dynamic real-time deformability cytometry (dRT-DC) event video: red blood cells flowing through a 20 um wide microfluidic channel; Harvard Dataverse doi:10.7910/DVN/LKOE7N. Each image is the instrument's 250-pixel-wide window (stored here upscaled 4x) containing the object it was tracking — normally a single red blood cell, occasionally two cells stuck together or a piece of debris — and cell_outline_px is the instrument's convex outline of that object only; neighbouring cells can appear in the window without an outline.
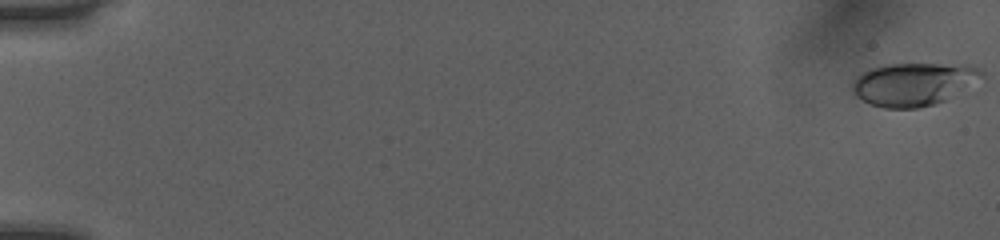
{"species": "human", "species_latin": "Homo sapiens", "temperature_condition": "room temperature", "stored_images_in_passage": 52, "camera_frame_rate_fps": 3000, "um_per_image_px": 0.085, "donor": {"sex": "female"}, "frame": {"image": 1, "passage_image": 1, "time_ms": 0.0, "image_size_px": [1000, 240], "cell_outline_px": [[984, 76], [944, 100], [936, 104], [916, 108], [884, 108], [872, 104], [852, 96], [852, 80], [856, 76], [868, 68], [884, 64], [968, 64], [984, 72]], "centroid_in_image_um": [77.56, 7.13], "position_along_channel_um": 7.4, "area_um2": 32.43}}
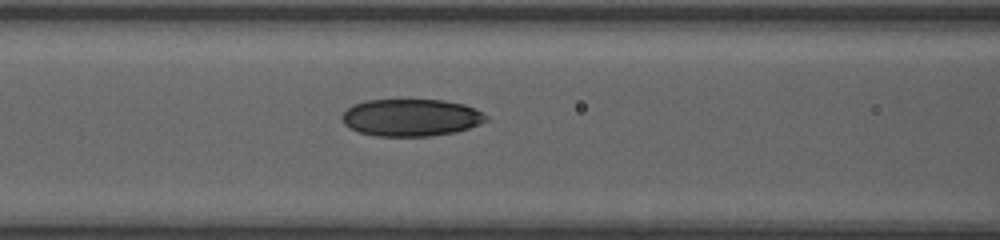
{"frame": {"image": 2, "passage_image": 24, "time_ms": 7.667, "image_size_px": [1000, 240], "cell_outline_px": [[488, 120], [468, 128], [456, 132], [432, 136], [376, 136], [360, 132], [348, 128], [344, 124], [340, 116], [352, 104], [368, 100], [444, 100], [464, 104], [476, 108], [488, 116]], "centroid_in_image_um": [34.93, 9.99], "position_along_channel_um": 131.7, "area_um2": 31.44}}
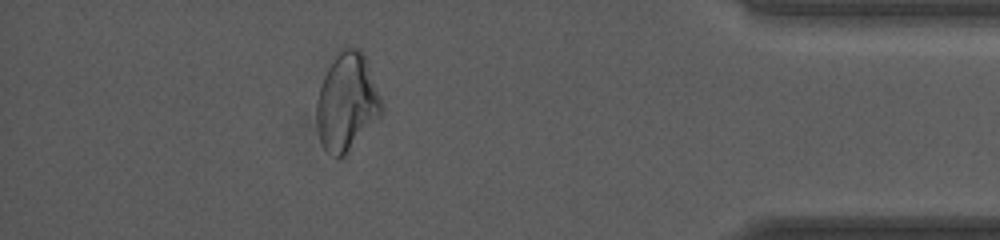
{"frame": {"image": 3, "passage_image": 47, "time_ms": 15.333, "image_size_px": [1000, 240], "cell_outline_px": [[384, 112], [340, 156], [336, 156], [324, 148], [320, 140], [316, 124], [316, 100], [324, 76], [328, 68], [340, 48], [348, 44], [360, 48], [364, 56], [384, 104]], "centroid_in_image_um": [29.48, 8.58], "position_along_channel_um": 405.7, "area_um2": 36.36}, "authors_computed_cell_mechanics": {"area_um2": 31.6744, "velocity_mm_per_s": 4.0609, "shape_relaxation_time_tau1_ms": 4.4583, "shape_relaxation_time_tau2_ms": 2.1799, "deformation_change_tau1": 0.1156, "deformation_change_tau2": 0.0742}}